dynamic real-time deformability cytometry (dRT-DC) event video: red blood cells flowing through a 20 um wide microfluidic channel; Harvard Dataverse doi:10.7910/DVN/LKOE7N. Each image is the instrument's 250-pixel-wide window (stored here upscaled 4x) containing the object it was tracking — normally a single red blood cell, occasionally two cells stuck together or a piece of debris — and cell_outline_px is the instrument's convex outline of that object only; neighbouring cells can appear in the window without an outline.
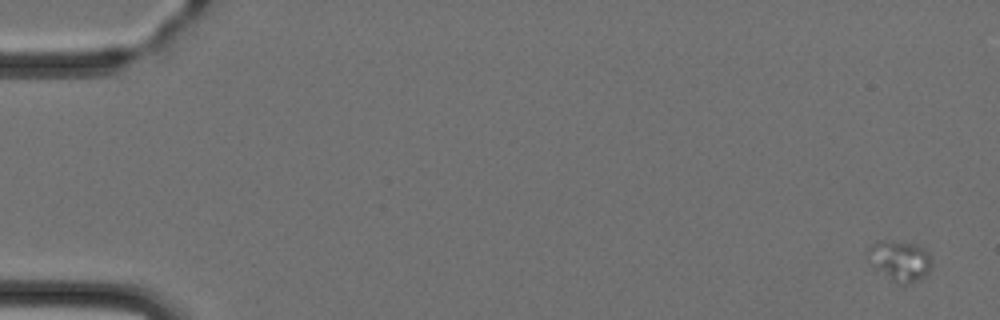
{"species": "Egyptian fruit bat (a non-hibernating species)", "species_latin": "Rousettus aegyptiacus", "temperature_condition": "cold", "stored_images_in_passage": 7, "camera_frame_rate_fps": 3000, "um_per_image_px": 0.085, "animal": {"sex": "female"}, "frame": {"image": 1, "passage_image": 1, "time_ms": 0.0, "image_size_px": [1000, 320], "cell_outline_px": [[932, 264], [928, 272], [924, 276], [908, 284], [896, 284], [872, 264], [868, 252], [868, 248], [876, 240], [880, 240], [916, 244], [924, 248], [928, 252], [932, 260]], "centroid_in_image_um": [76.52, 22.15], "position_along_channel_um": 8.5, "area_um2": 14.8}}